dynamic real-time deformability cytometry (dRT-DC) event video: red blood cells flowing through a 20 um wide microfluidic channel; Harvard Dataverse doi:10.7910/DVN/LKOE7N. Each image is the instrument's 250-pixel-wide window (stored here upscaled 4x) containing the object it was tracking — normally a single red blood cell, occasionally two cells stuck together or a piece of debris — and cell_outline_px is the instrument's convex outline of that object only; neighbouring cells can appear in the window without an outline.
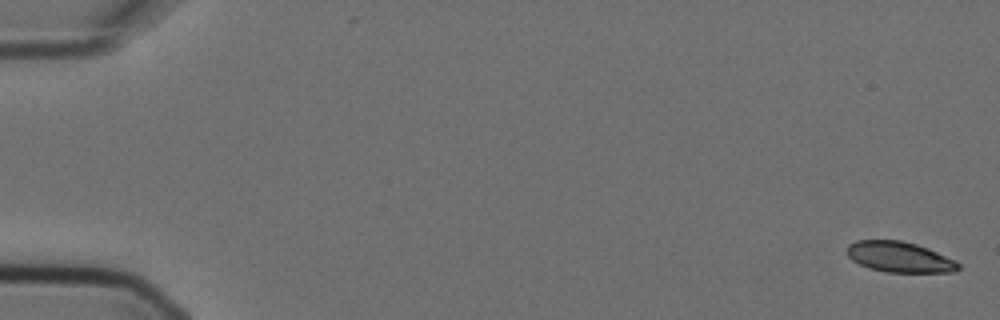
{"species": "Egyptian fruit bat (a non-hibernating species)", "species_latin": "Rousettus aegyptiacus", "temperature_condition": "cold", "stored_images_in_passage": 10, "camera_frame_rate_fps": 3000, "um_per_image_px": 0.085, "animal": {"sex": "female"}, "frame": {"image": 1, "passage_image": 1, "time_ms": 0.0, "image_size_px": [1000, 320], "cell_outline_px": [[960, 268], [952, 272], [884, 272], [868, 268], [852, 260], [844, 252], [844, 248], [848, 244], [856, 240], [900, 240], [916, 244], [928, 248], [956, 260], [960, 264]], "centroid_in_image_um": [76.41, 21.84], "position_along_channel_um": 8.6, "area_um2": 20.11}}
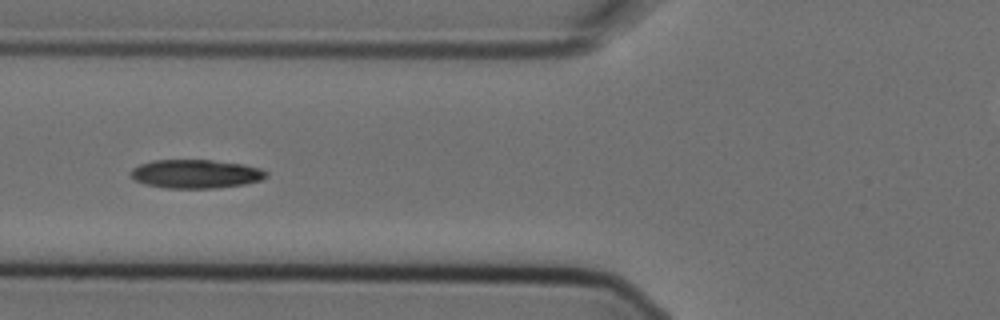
{"frame": {"image": 2, "passage_image": 6, "time_ms": 1.667, "image_size_px": [1000, 320], "cell_outline_px": [[268, 176], [260, 180], [244, 184], [216, 188], [164, 188], [144, 184], [132, 180], [128, 172], [132, 168], [140, 164], [156, 160], [212, 160], [244, 164], [260, 168], [268, 172]], "centroid_in_image_um": [16.6, 14.78], "position_along_channel_um": 109.2, "area_um2": 22.89}}
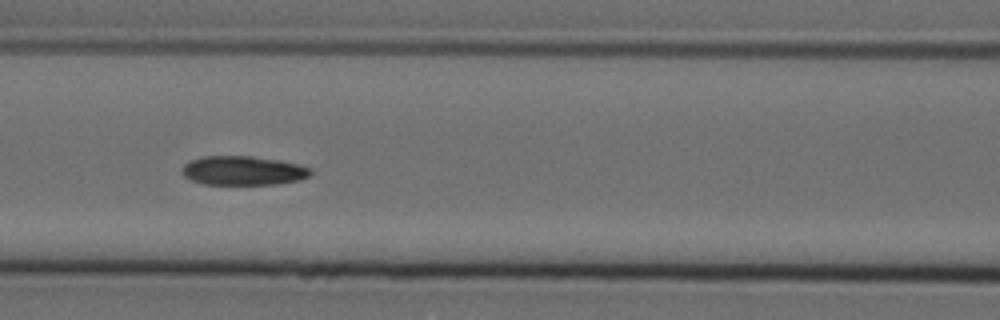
{"frame": {"image": 3, "passage_image": 7, "time_ms": 2.0, "image_size_px": [1000, 320], "cell_outline_px": [[312, 176], [300, 180], [276, 184], [204, 184], [192, 180], [184, 176], [180, 172], [180, 168], [188, 160], [204, 156], [252, 156], [280, 160], [312, 168]], "centroid_in_image_um": [20.65, 14.5], "position_along_channel_um": 145.9, "area_um2": 22.08}}